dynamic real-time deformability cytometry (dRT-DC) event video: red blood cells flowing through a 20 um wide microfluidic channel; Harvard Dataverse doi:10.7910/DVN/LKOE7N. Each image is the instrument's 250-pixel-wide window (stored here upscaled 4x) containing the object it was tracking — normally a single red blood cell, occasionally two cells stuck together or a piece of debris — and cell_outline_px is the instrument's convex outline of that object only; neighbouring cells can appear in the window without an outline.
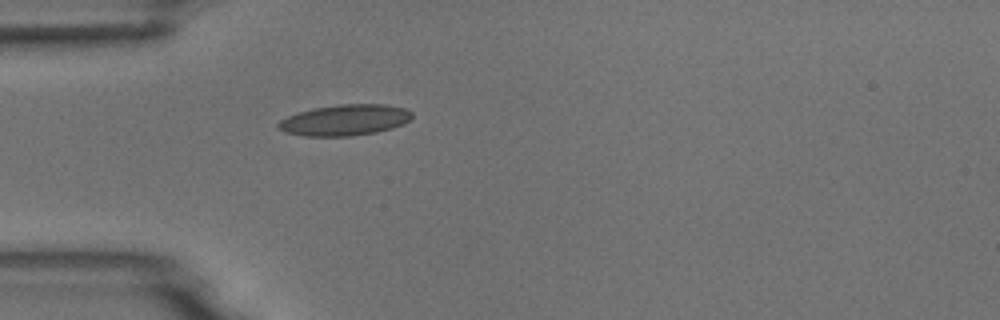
{"species": "common noctule bat (a hibernating species)", "species_latin": "Nyctalus noctula", "temperature_condition": "room temperature", "stored_images_in_passage": 39, "camera_frame_rate_fps": 3000, "um_per_image_px": 0.085, "animal": {"sex": "male", "body_mass_g": 18.8}, "frame": {"image": 1, "passage_image": 1, "time_ms": 0.0, "image_size_px": [1000, 320], "cell_outline_px": [[412, 116], [404, 124], [392, 128], [376, 132], [352, 136], [304, 136], [284, 132], [276, 128], [276, 124], [280, 120], [288, 116], [312, 108], [340, 104], [384, 104], [404, 108], [412, 112]], "centroid_in_image_um": [29.28, 10.21], "position_along_channel_um": 55.7, "area_um2": 24.22}}
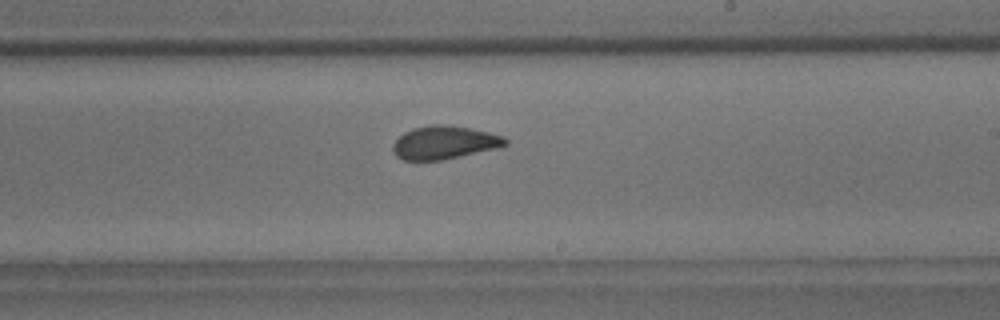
{"frame": {"image": 2, "passage_image": 17, "time_ms": 5.333, "image_size_px": [1000, 320], "cell_outline_px": [[508, 144], [496, 148], [460, 156], [440, 160], [404, 160], [396, 156], [392, 148], [392, 144], [404, 132], [412, 128], [436, 124], [444, 124], [468, 128], [488, 132], [504, 136], [508, 140]], "centroid_in_image_um": [37.75, 12.11], "position_along_channel_um": 251.2, "area_um2": 21.56}}
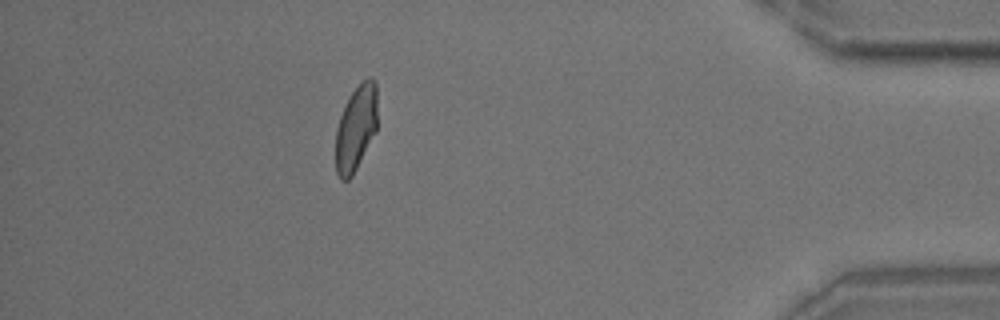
{"frame": {"image": 3, "passage_image": 33, "time_ms": 10.667, "image_size_px": [1000, 320], "cell_outline_px": [[376, 132], [352, 176], [348, 180], [340, 180], [336, 172], [336, 128], [340, 116], [348, 96], [368, 76], [372, 76], [376, 80]], "centroid_in_image_um": [30.25, 10.88], "position_along_channel_um": 404.9, "area_um2": 20.81}, "authors_computed_cell_mechanics": {"area_um2": 21.6172, "velocity_mm_per_s": 3.753, "shape_relaxation_time_tau1_ms": 8.0985, "shape_relaxation_time_tau2_ms": 1.2998, "deformation_change_tau1": 0.1733, "deformation_change_tau2": 0.076}}